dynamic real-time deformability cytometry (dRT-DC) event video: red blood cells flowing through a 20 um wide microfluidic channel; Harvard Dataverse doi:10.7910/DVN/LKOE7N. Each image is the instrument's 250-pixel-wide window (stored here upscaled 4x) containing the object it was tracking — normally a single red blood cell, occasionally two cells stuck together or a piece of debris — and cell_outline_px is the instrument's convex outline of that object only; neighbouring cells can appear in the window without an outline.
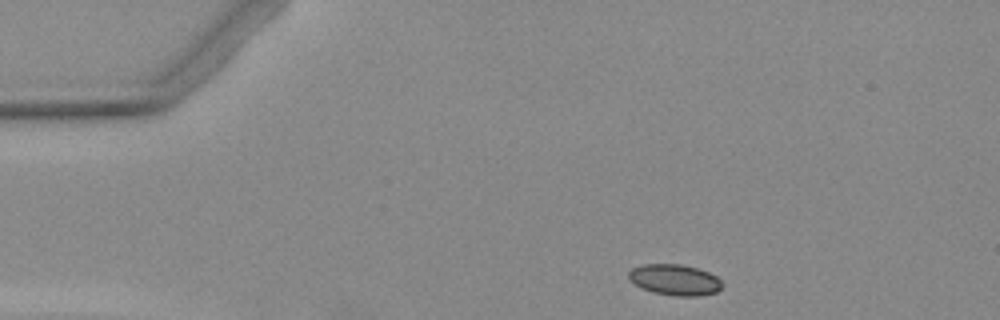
{"species": "Egyptian fruit bat (a non-hibernating species)", "species_latin": "Rousettus aegyptiacus", "temperature_condition": "warm", "stored_images_in_passage": 3, "camera_frame_rate_fps": 3000, "um_per_image_px": 0.085, "animal": {"sex": "female"}, "frame": {"image": 1, "passage_image": 1, "time_ms": 0.0, "image_size_px": [1000, 320], "cell_outline_px": [[720, 288], [716, 292], [700, 296], [676, 296], [652, 292], [640, 288], [628, 280], [628, 272], [632, 268], [644, 264], [680, 264], [696, 268], [708, 272], [716, 276], [720, 280]], "centroid_in_image_um": [57.3, 23.79], "position_along_channel_um": 27.7, "area_um2": 16.88}}